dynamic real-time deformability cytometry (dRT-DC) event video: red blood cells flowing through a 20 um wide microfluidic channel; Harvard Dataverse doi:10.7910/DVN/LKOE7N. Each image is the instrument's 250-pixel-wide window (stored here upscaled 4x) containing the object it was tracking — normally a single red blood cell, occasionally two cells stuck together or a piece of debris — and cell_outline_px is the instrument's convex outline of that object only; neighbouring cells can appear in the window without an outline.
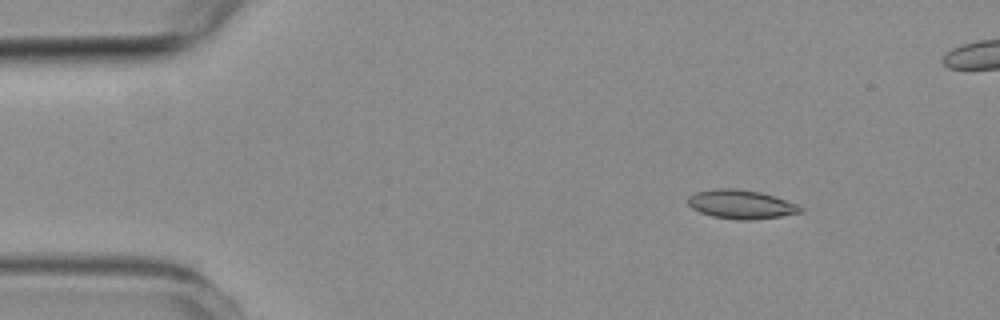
{"species": "common noctule bat (a hibernating species)", "species_latin": "Nyctalus noctula", "temperature_condition": "room temperature", "stored_images_in_passage": 7, "camera_frame_rate_fps": 3000, "um_per_image_px": 0.085, "animal": {"sex": "female", "body_mass_g": 19.3, "forearm_length_mm": 54.1}, "frame": {"image": 1, "passage_image": 2, "time_ms": 1.333, "image_size_px": [1000, 320], "cell_outline_px": [[804, 212], [780, 216], [752, 220], [736, 220], [712, 216], [700, 212], [692, 208], [688, 204], [688, 196], [696, 192], [716, 188], [736, 188], [760, 192], [776, 196], [796, 204], [804, 208]], "centroid_in_image_um": [63.0, 17.37], "position_along_channel_um": 22.0, "area_um2": 19.07}}
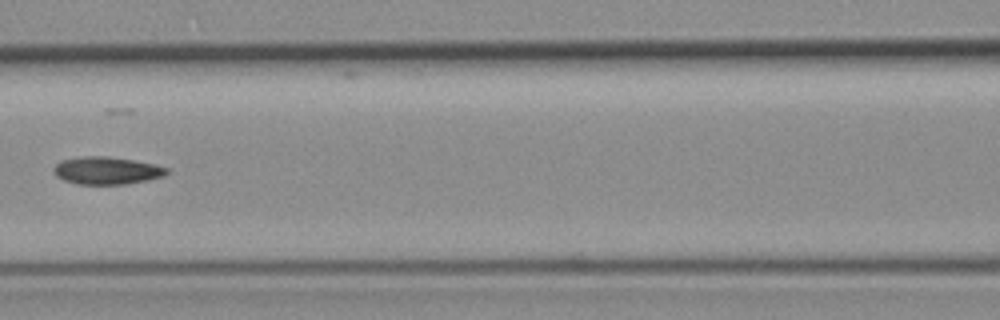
{"frame": {"image": 2, "passage_image": 6, "time_ms": 7.0, "image_size_px": [1000, 320], "cell_outline_px": [[168, 172], [164, 176], [148, 180], [128, 184], [76, 184], [64, 180], [56, 176], [52, 168], [60, 160], [80, 156], [108, 156], [156, 164], [168, 168]], "centroid_in_image_um": [9.06, 14.49], "position_along_channel_um": 157.5, "area_um2": 18.32}}
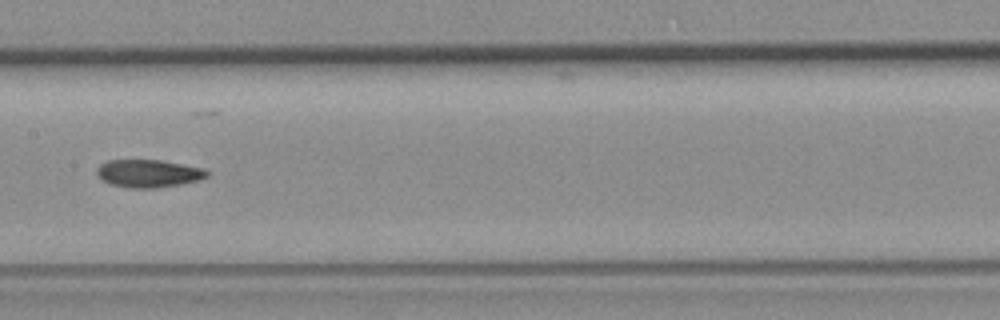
{"frame": {"image": 3, "passage_image": 7, "time_ms": 8.0, "image_size_px": [1000, 320], "cell_outline_px": [[212, 172], [208, 176], [200, 180], [180, 184], [156, 188], [128, 188], [108, 184], [100, 180], [96, 172], [96, 168], [100, 164], [108, 160], [160, 160], [204, 168]], "centroid_in_image_um": [12.61, 14.75], "position_along_channel_um": 194.8, "area_um2": 18.15}}